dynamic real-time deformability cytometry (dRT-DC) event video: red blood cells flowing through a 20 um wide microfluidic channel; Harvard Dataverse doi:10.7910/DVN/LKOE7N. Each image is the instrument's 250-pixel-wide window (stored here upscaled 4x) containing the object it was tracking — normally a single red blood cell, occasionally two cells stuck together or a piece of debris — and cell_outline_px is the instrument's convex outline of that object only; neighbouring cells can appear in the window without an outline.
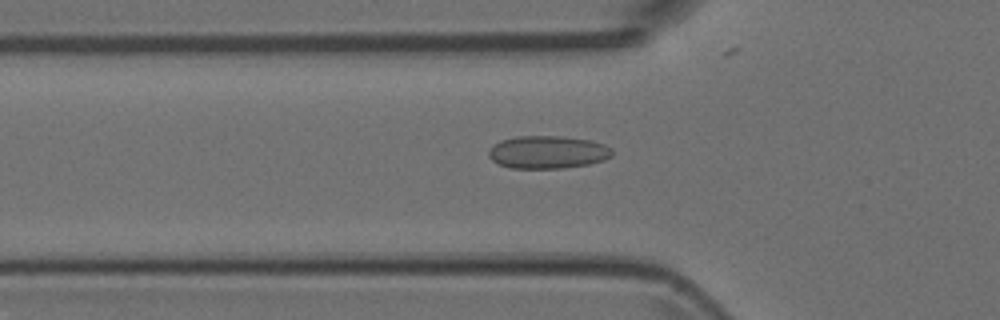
{"species": "Egyptian fruit bat (a non-hibernating species)", "species_latin": "Rousettus aegyptiacus", "temperature_condition": "room temperature", "stored_images_in_passage": 37, "camera_frame_rate_fps": 3000, "um_per_image_px": 0.085, "animal": {"sex": "female"}, "frame": {"image": 1, "passage_image": 8, "time_ms": 2.333, "image_size_px": [1000, 320], "cell_outline_px": [[612, 156], [604, 160], [588, 164], [564, 168], [508, 168], [492, 160], [488, 156], [488, 152], [492, 144], [500, 140], [520, 136], [560, 136], [588, 140], [604, 144], [612, 148]], "centroid_in_image_um": [46.53, 12.93], "position_along_channel_um": 79.3, "area_um2": 23.64}}
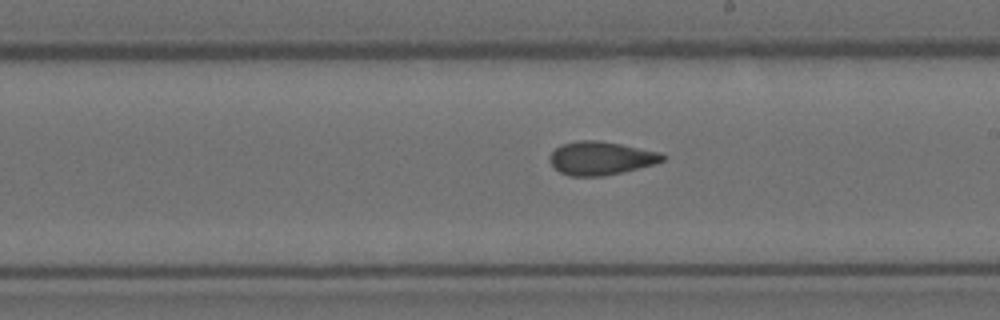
{"frame": {"image": 2, "passage_image": 20, "time_ms": 6.333, "image_size_px": [1000, 320], "cell_outline_px": [[664, 160], [652, 164], [604, 176], [568, 176], [560, 172], [548, 160], [552, 152], [560, 144], [576, 140], [596, 140], [620, 144], [660, 152], [664, 156]], "centroid_in_image_um": [51.01, 13.44], "position_along_channel_um": 238.0, "area_um2": 21.68}}
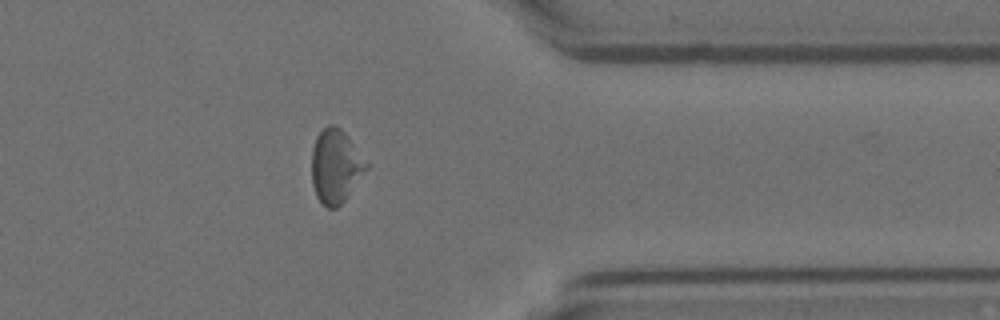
{"frame": {"image": 3, "passage_image": 32, "time_ms": 10.333, "image_size_px": [1000, 320], "cell_outline_px": [[368, 168], [344, 200], [336, 208], [328, 208], [316, 196], [312, 184], [312, 148], [316, 136], [328, 124], [332, 124], [340, 128], [344, 132], [368, 164]], "centroid_in_image_um": [28.5, 14.12], "position_along_channel_um": 382.9, "area_um2": 23.06}}